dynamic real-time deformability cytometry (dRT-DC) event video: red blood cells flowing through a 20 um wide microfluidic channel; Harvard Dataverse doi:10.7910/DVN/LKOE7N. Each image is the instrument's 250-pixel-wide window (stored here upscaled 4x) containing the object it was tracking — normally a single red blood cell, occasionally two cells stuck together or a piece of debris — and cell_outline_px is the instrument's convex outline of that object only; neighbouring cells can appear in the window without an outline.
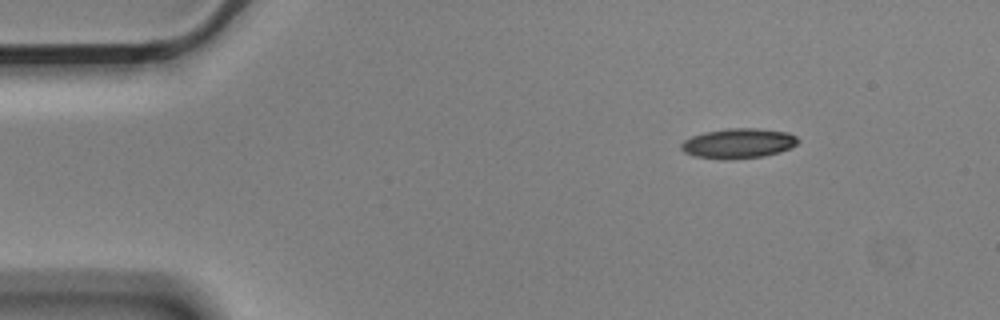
{"species": "Egyptian fruit bat (a non-hibernating species)", "species_latin": "Rousettus aegyptiacus", "temperature_condition": "cold", "stored_images_in_passage": 4, "camera_frame_rate_fps": 3000, "um_per_image_px": 0.085, "animal": {"sex": "male"}, "frame": {"image": 1, "passage_image": 1, "time_ms": 0.0, "image_size_px": [1000, 320], "cell_outline_px": [[800, 140], [796, 144], [780, 152], [764, 156], [696, 156], [684, 152], [680, 148], [680, 144], [684, 140], [692, 136], [704, 132], [728, 128], [756, 128], [788, 132], [796, 136]], "centroid_in_image_um": [62.79, 12.12], "position_along_channel_um": 22.2, "area_um2": 19.42}}
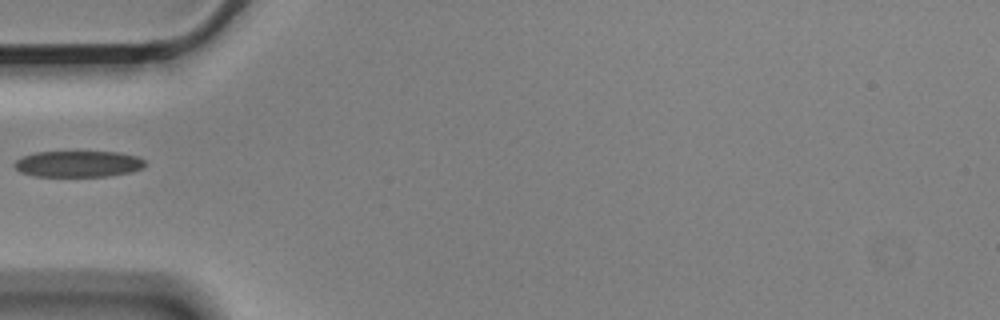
{"frame": {"image": 2, "passage_image": 4, "time_ms": 1.0, "image_size_px": [1000, 320], "cell_outline_px": [[148, 164], [144, 168], [132, 172], [108, 176], [32, 176], [20, 172], [12, 164], [16, 160], [24, 156], [36, 152], [116, 152], [136, 156], [144, 160]], "centroid_in_image_um": [6.67, 13.94], "position_along_channel_um": 78.3, "area_um2": 20.06}}